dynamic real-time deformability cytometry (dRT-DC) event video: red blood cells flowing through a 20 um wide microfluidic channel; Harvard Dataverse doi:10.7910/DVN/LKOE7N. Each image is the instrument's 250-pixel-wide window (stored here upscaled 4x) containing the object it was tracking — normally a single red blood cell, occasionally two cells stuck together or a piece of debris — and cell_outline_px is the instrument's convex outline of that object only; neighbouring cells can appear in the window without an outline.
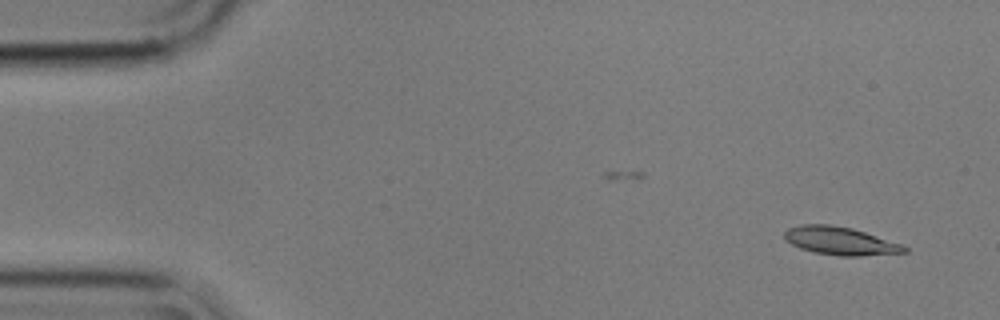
{"species": "common noctule bat (a hibernating species)", "species_latin": "Nyctalus noctula", "temperature_condition": "cold", "stored_images_in_passage": 49, "camera_frame_rate_fps": 3000, "um_per_image_px": 0.085, "animal": {"sex": "male", "body_mass_g": 17.9}, "frame": {"image": 1, "passage_image": 3, "time_ms": 0.667, "image_size_px": [1000, 320], "cell_outline_px": [[908, 252], [860, 256], [840, 256], [812, 252], [800, 248], [784, 240], [784, 232], [788, 228], [800, 224], [828, 224], [852, 228], [904, 244], [908, 248]], "centroid_in_image_um": [71.43, 20.48], "position_along_channel_um": 13.6, "area_um2": 19.83}}
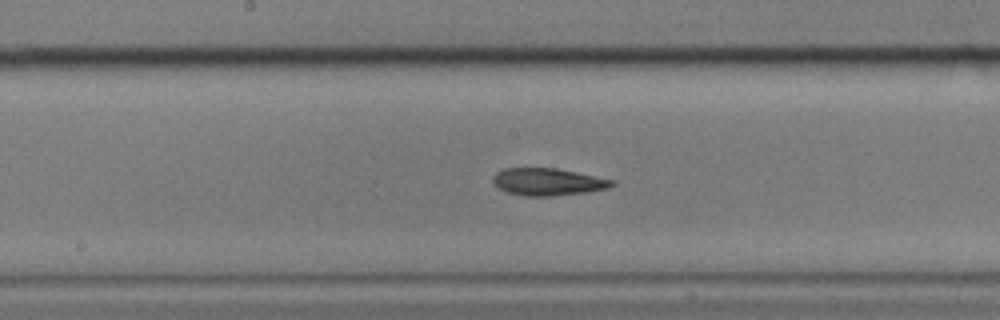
{"frame": {"image": 2, "passage_image": 28, "time_ms": 9.0, "image_size_px": [1000, 320], "cell_outline_px": [[616, 184], [608, 188], [588, 192], [552, 196], [524, 196], [504, 192], [496, 188], [492, 184], [492, 176], [496, 172], [504, 168], [556, 168], [616, 180]], "centroid_in_image_um": [46.53, 15.46], "position_along_channel_um": 201.7, "area_um2": 19.31}}
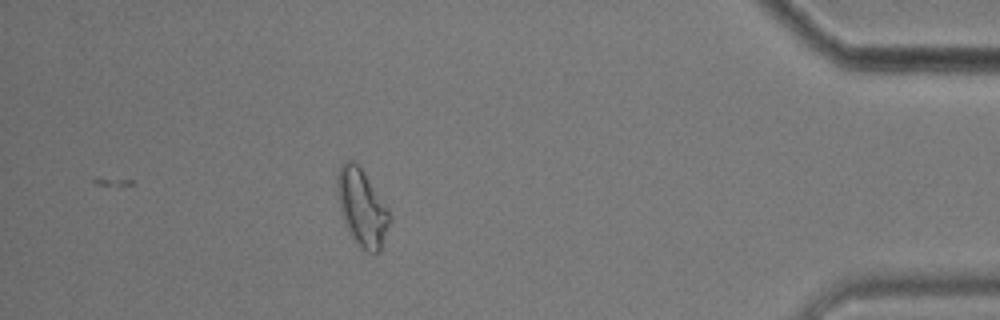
{"frame": {"image": 3, "passage_image": 49, "time_ms": 16.0, "image_size_px": [1000, 320], "cell_outline_px": [[392, 220], [380, 252], [368, 252], [360, 248], [356, 244], [348, 232], [344, 224], [340, 212], [336, 184], [336, 176], [340, 164], [344, 160], [352, 160], [360, 168], [388, 208]], "centroid_in_image_um": [30.75, 17.68], "position_along_channel_um": 404.4, "area_um2": 23.7}, "authors_computed_cell_mechanics": {"area_um2": 18.8428, "velocity_mm_per_s": 3.5514, "shape_relaxation_time_tau1_ms": null, "shape_relaxation_time_tau2_ms": 7.9444, "deformation_change_tau1": null, "deformation_change_tau2": 0.1794}}